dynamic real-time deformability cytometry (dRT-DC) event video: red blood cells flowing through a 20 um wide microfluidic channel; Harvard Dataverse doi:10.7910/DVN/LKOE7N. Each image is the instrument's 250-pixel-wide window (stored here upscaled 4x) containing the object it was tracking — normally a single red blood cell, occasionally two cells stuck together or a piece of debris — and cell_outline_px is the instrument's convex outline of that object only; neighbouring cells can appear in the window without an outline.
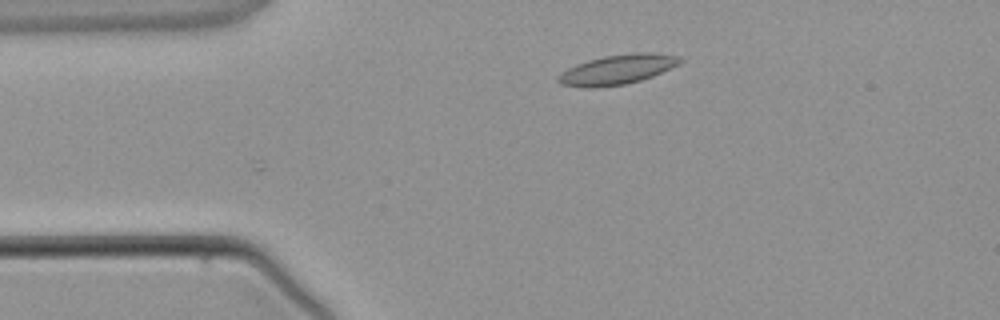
{"species": "common noctule bat (a hibernating species)", "species_latin": "Nyctalus noctula", "temperature_condition": "warm", "stored_images_in_passage": 3, "camera_frame_rate_fps": 3000, "um_per_image_px": 0.085, "animal": {"sex": "male", "body_mass_g": 21.5, "forearm_length_mm": 52.0}, "frame": {"image": 1, "passage_image": 2, "time_ms": 1.333, "image_size_px": [1000, 320], "cell_outline_px": [[684, 60], [680, 64], [652, 76], [640, 80], [624, 84], [596, 88], [584, 88], [560, 84], [556, 80], [568, 68], [576, 64], [588, 60], [604, 56], [632, 52], [652, 52], [680, 56]], "centroid_in_image_um": [52.51, 5.9], "position_along_channel_um": 32.5, "area_um2": 21.15}}